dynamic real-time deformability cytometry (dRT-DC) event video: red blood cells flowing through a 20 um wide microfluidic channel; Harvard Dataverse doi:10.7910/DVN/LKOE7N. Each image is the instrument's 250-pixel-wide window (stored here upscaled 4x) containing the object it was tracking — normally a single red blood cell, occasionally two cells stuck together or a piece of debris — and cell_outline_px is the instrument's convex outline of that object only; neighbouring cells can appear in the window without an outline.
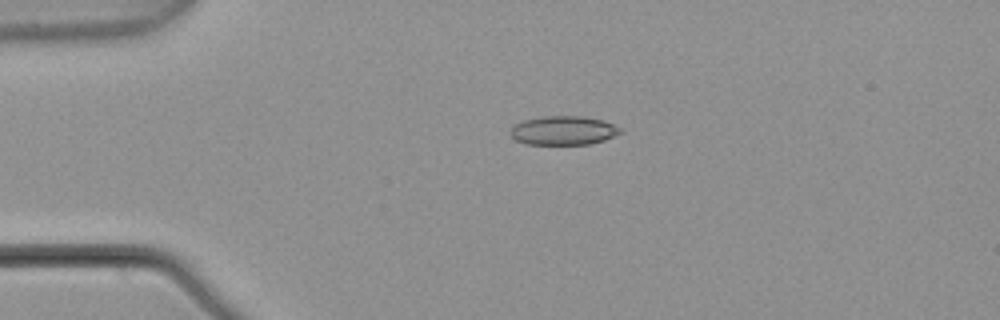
{"species": "common noctule bat (a hibernating species)", "species_latin": "Nyctalus noctula", "temperature_condition": "warm", "stored_images_in_passage": 2, "camera_frame_rate_fps": 3000, "um_per_image_px": 0.085, "animal": {"sex": "male", "body_mass_g": 21.5, "forearm_length_mm": 52.0}, "frame": {"image": 1, "passage_image": 1, "time_ms": 0.0, "image_size_px": [1000, 320], "cell_outline_px": [[624, 132], [604, 140], [588, 144], [524, 144], [516, 140], [508, 132], [512, 124], [524, 120], [544, 116], [584, 116], [604, 120], [620, 128]], "centroid_in_image_um": [47.86, 11.08], "position_along_channel_um": 37.1, "area_um2": 18.73}}